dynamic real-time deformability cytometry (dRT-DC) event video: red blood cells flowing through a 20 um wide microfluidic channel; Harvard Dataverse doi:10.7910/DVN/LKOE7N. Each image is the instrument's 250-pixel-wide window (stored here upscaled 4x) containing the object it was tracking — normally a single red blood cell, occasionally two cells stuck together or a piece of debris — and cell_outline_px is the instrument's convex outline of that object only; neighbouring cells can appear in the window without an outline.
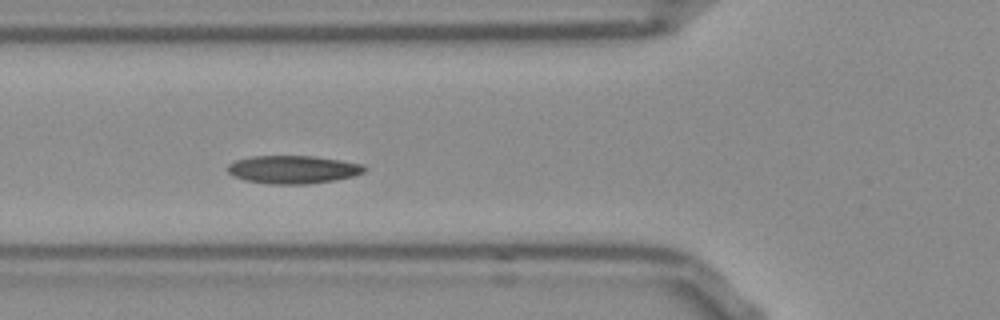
{"species": "Egyptian fruit bat (a non-hibernating species)", "species_latin": "Rousettus aegyptiacus", "temperature_condition": "room temperature", "stored_images_in_passage": 41, "camera_frame_rate_fps": 3000, "um_per_image_px": 0.085, "frame": {"image": 1, "passage_image": 7, "time_ms": 2.0, "image_size_px": [1000, 320], "cell_outline_px": [[368, 168], [364, 172], [352, 176], [336, 180], [308, 184], [268, 184], [244, 180], [232, 176], [228, 172], [228, 164], [236, 160], [252, 156], [312, 156], [340, 160], [364, 164]], "centroid_in_image_um": [24.91, 14.41], "position_along_channel_um": 100.9, "area_um2": 22.48}}
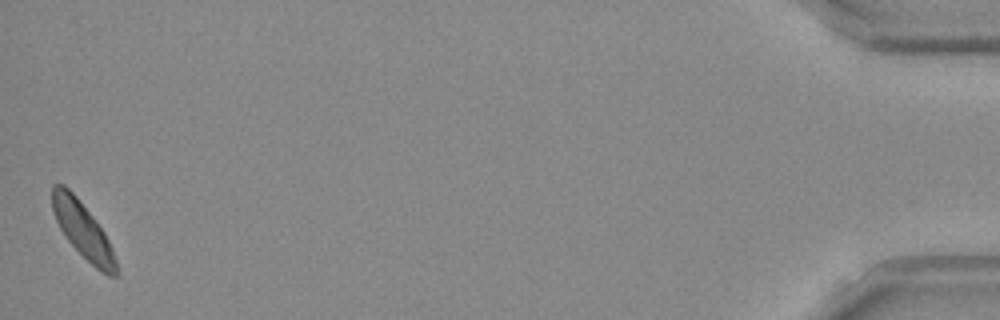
{"frame": {"image": 2, "passage_image": 41, "time_ms": 13.333, "image_size_px": [1000, 320], "cell_outline_px": [[120, 272], [116, 276], [108, 276], [100, 272], [68, 240], [60, 228], [56, 220], [52, 208], [52, 184], [64, 184], [76, 196], [92, 216], [104, 232], [112, 248]], "centroid_in_image_um": [7.06, 19.58], "position_along_channel_um": 428.1, "area_um2": 20.52}, "authors_computed_cell_mechanics": {"area_um2": 21.3282, "velocity_mm_per_s": 3.7519, "shape_relaxation_time_tau1_ms": 2.5627, "shape_relaxation_time_tau2_ms": 3.9174, "deformation_change_tau1": 0.0852, "deformation_change_tau2": 0.0692}}